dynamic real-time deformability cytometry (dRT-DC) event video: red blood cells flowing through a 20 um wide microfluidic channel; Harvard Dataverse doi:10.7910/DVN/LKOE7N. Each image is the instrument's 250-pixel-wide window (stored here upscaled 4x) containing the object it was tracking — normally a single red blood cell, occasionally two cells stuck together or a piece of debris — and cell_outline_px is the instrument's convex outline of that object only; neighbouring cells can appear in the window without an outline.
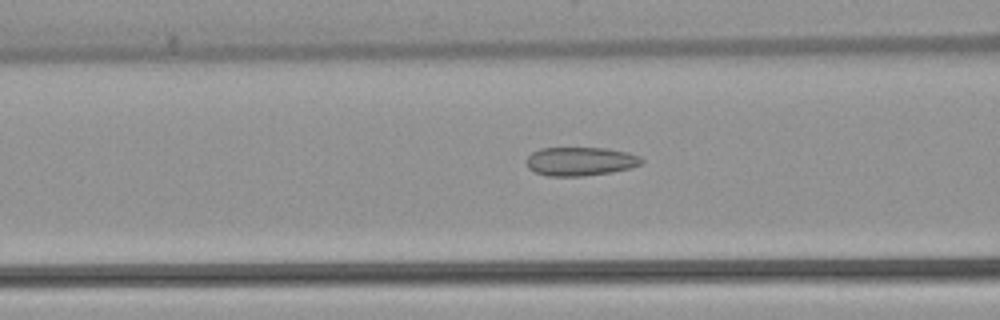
{"species": "common noctule bat (a hibernating species)", "species_latin": "Nyctalus noctula", "temperature_condition": "warm", "stored_images_in_passage": 53, "camera_frame_rate_fps": 3000, "um_per_image_px": 0.085, "animal": {"sex": "female", "body_mass_g": 22.7, "forearm_length_mm": 54.2}, "frame": {"image": 1, "passage_image": 21, "time_ms": 6.667, "image_size_px": [1000, 320], "cell_outline_px": [[644, 160], [640, 164], [628, 168], [612, 172], [584, 176], [548, 176], [536, 172], [528, 168], [524, 160], [532, 152], [540, 148], [608, 148], [628, 152], [640, 156]], "centroid_in_image_um": [49.3, 13.71], "position_along_channel_um": 117.3, "area_um2": 19.36}}
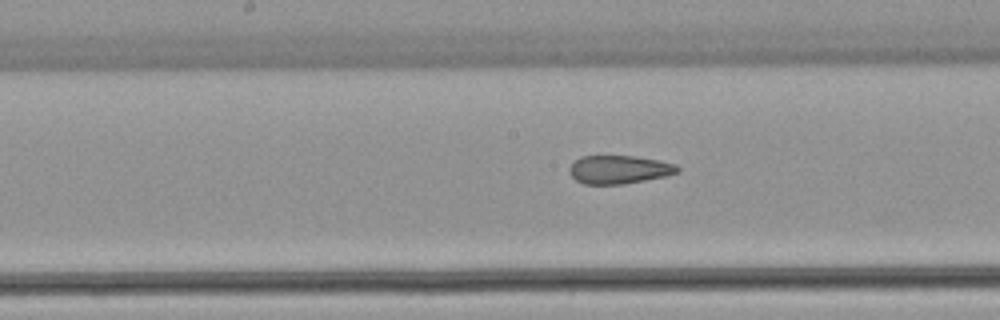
{"frame": {"image": 2, "passage_image": 27, "time_ms": 8.667, "image_size_px": [1000, 320], "cell_outline_px": [[680, 172], [668, 176], [624, 184], [584, 184], [576, 180], [568, 172], [568, 168], [580, 156], [636, 156], [660, 160], [676, 164], [680, 168]], "centroid_in_image_um": [52.66, 14.41], "position_along_channel_um": 195.5, "area_um2": 18.09}}
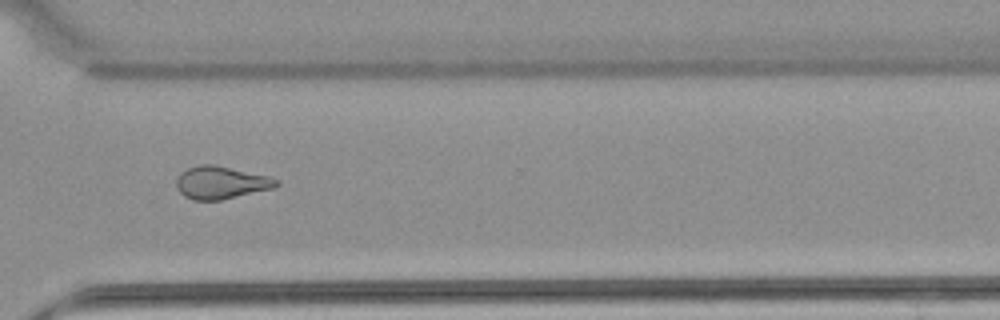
{"frame": {"image": 3, "passage_image": 39, "time_ms": 12.667, "image_size_px": [1000, 320], "cell_outline_px": [[280, 184], [276, 188], [220, 200], [192, 200], [184, 196], [176, 188], [176, 180], [180, 172], [188, 168], [200, 164], [212, 164], [272, 176], [280, 180]], "centroid_in_image_um": [18.82, 15.52], "position_along_channel_um": 351.8, "area_um2": 19.36}, "authors_computed_cell_mechanics": {"area_um2": 20.2878, "velocity_mm_per_s": 3.9065, "shape_relaxation_time_tau1_ms": null, "shape_relaxation_time_tau2_ms": 2.1089, "deformation_change_tau1": null, "deformation_change_tau2": 0.09}}